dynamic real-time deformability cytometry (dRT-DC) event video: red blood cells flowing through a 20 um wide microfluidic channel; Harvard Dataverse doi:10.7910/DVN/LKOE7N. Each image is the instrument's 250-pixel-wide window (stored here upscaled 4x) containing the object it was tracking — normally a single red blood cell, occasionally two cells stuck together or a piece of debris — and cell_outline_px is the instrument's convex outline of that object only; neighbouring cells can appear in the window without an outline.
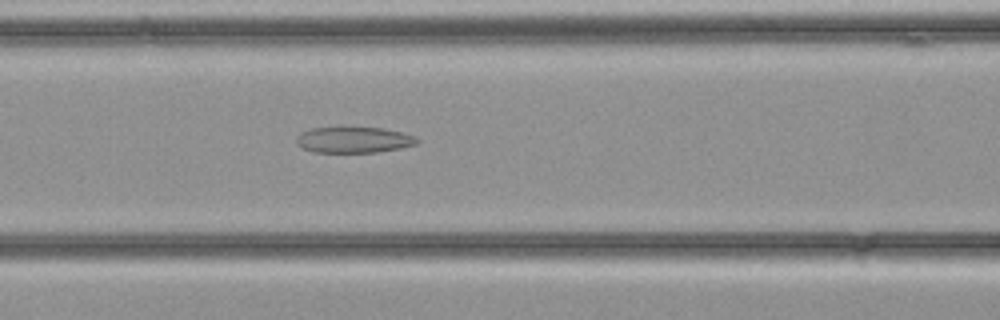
{"species": "common noctule bat (a hibernating species)", "species_latin": "Nyctalus noctula", "temperature_condition": "cold", "stored_images_in_passage": 28, "camera_frame_rate_fps": 3000, "um_per_image_px": 0.085, "animal": {"sex": "female", "body_mass_g": 21.9}, "frame": {"image": 1, "passage_image": 7, "time_ms": 2.0, "image_size_px": [1000, 320], "cell_outline_px": [[420, 144], [400, 148], [376, 152], [316, 152], [304, 148], [296, 144], [296, 136], [300, 132], [308, 128], [344, 124], [384, 128], [416, 136], [420, 140]], "centroid_in_image_um": [30.05, 11.82], "position_along_channel_um": 136.6, "area_um2": 19.36}}
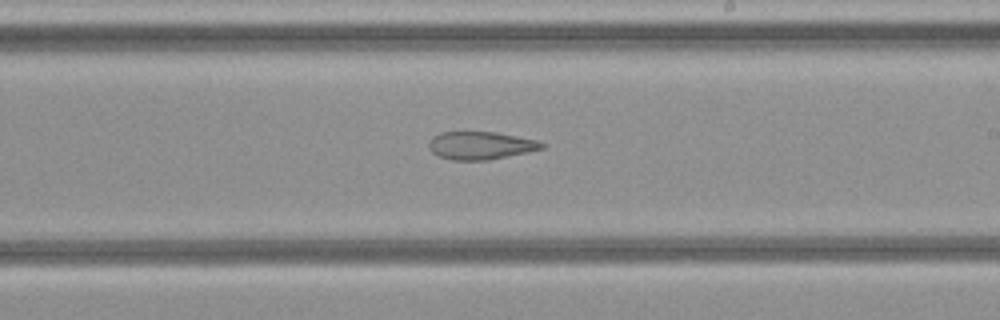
{"frame": {"image": 2, "passage_image": 13, "time_ms": 4.0, "image_size_px": [1000, 320], "cell_outline_px": [[544, 148], [528, 152], [488, 160], [452, 160], [440, 156], [432, 152], [428, 148], [428, 144], [432, 136], [440, 132], [496, 132], [536, 140], [544, 144]], "centroid_in_image_um": [40.82, 12.36], "position_along_channel_um": 248.2, "area_um2": 18.26}}
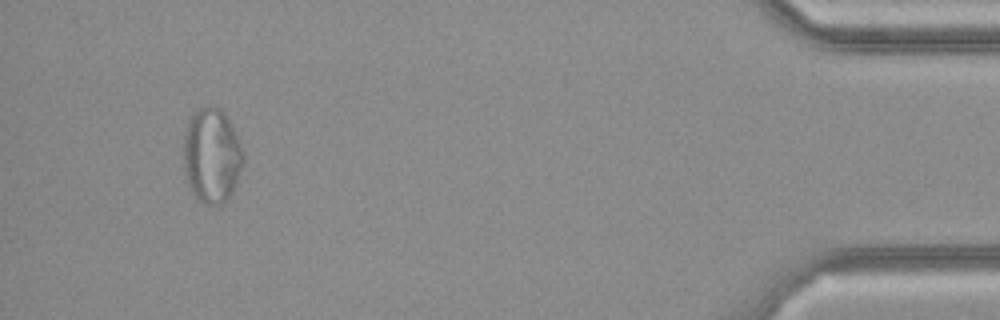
{"frame": {"image": 3, "passage_image": 26, "time_ms": 8.333, "image_size_px": [1000, 320], "cell_outline_px": [[244, 160], [236, 180], [228, 196], [220, 204], [208, 204], [200, 200], [196, 196], [188, 184], [184, 168], [184, 136], [188, 120], [196, 108], [208, 104], [220, 108], [228, 116], [244, 152]], "centroid_in_image_um": [17.99, 13.13], "position_along_channel_um": 417.2, "area_um2": 32.77}}